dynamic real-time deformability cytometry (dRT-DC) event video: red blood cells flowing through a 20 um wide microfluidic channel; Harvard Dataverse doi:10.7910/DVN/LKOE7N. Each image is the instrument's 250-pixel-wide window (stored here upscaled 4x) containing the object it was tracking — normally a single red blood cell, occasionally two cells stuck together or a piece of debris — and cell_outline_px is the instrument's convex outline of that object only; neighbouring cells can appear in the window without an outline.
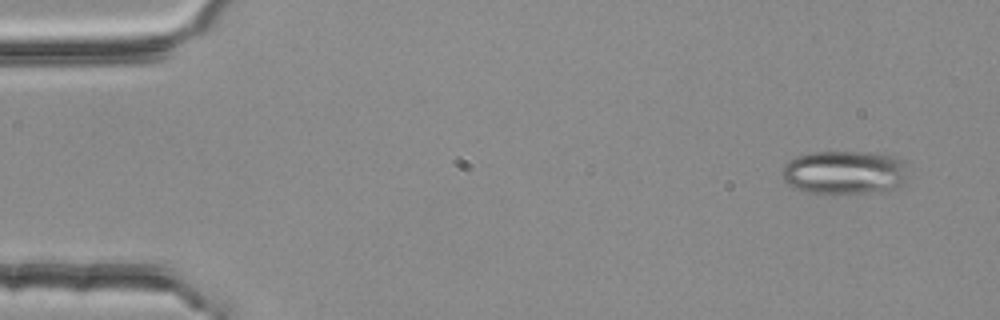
{"species": "common noctule bat (a hibernating species)", "species_latin": "Nyctalus noctula", "temperature_condition": "room temperature", "stored_images_in_passage": 3, "camera_frame_rate_fps": 3000, "um_per_image_px": 0.085, "animal": {"sex": "female", "body_mass_g": 25.1}, "frame": {"image": 1, "passage_image": 1, "time_ms": 0.0, "image_size_px": [1000, 320], "cell_outline_px": [[912, 176], [908, 180], [896, 188], [868, 192], [804, 192], [792, 188], [784, 180], [780, 172], [784, 164], [788, 160], [796, 156], [812, 152], [872, 152], [896, 156], [900, 160]], "centroid_in_image_um": [71.78, 14.63], "position_along_channel_um": 13.2, "area_um2": 32.31}}